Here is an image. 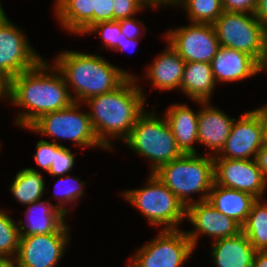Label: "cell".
I'll use <instances>...</instances> for the list:
<instances>
[{
  "mask_svg": "<svg viewBox=\"0 0 267 267\" xmlns=\"http://www.w3.org/2000/svg\"><path fill=\"white\" fill-rule=\"evenodd\" d=\"M50 64L43 59L33 69L7 82V99L23 109L15 119V124L21 128H29L42 115L64 109L74 102L62 73Z\"/></svg>",
  "mask_w": 267,
  "mask_h": 267,
  "instance_id": "cell-1",
  "label": "cell"
},
{
  "mask_svg": "<svg viewBox=\"0 0 267 267\" xmlns=\"http://www.w3.org/2000/svg\"><path fill=\"white\" fill-rule=\"evenodd\" d=\"M138 78L129 77L117 89L101 95L92 96L83 103L90 107L88 112L94 133L104 147L112 150L110 138L124 142L137 118L145 111V94Z\"/></svg>",
  "mask_w": 267,
  "mask_h": 267,
  "instance_id": "cell-2",
  "label": "cell"
},
{
  "mask_svg": "<svg viewBox=\"0 0 267 267\" xmlns=\"http://www.w3.org/2000/svg\"><path fill=\"white\" fill-rule=\"evenodd\" d=\"M54 59L53 64L62 73L68 90L72 87L75 91L74 102L83 103L92 96L111 92L134 77L96 54L67 50Z\"/></svg>",
  "mask_w": 267,
  "mask_h": 267,
  "instance_id": "cell-3",
  "label": "cell"
},
{
  "mask_svg": "<svg viewBox=\"0 0 267 267\" xmlns=\"http://www.w3.org/2000/svg\"><path fill=\"white\" fill-rule=\"evenodd\" d=\"M155 176L167 186L184 204L189 205L205 201L215 182L213 156L201 154H182L179 158L163 164L155 172ZM195 193H200L194 201Z\"/></svg>",
  "mask_w": 267,
  "mask_h": 267,
  "instance_id": "cell-4",
  "label": "cell"
},
{
  "mask_svg": "<svg viewBox=\"0 0 267 267\" xmlns=\"http://www.w3.org/2000/svg\"><path fill=\"white\" fill-rule=\"evenodd\" d=\"M124 142L132 151L151 160V173L182 155L165 116L160 118L152 110L151 112L145 110L137 118L136 124Z\"/></svg>",
  "mask_w": 267,
  "mask_h": 267,
  "instance_id": "cell-5",
  "label": "cell"
},
{
  "mask_svg": "<svg viewBox=\"0 0 267 267\" xmlns=\"http://www.w3.org/2000/svg\"><path fill=\"white\" fill-rule=\"evenodd\" d=\"M149 174L147 185L122 192L124 199L139 209L152 226L163 225V230L178 229V224L186 218V207L154 173Z\"/></svg>",
  "mask_w": 267,
  "mask_h": 267,
  "instance_id": "cell-6",
  "label": "cell"
},
{
  "mask_svg": "<svg viewBox=\"0 0 267 267\" xmlns=\"http://www.w3.org/2000/svg\"><path fill=\"white\" fill-rule=\"evenodd\" d=\"M213 26L220 46L247 53L261 66L267 61V30L254 14L223 12Z\"/></svg>",
  "mask_w": 267,
  "mask_h": 267,
  "instance_id": "cell-7",
  "label": "cell"
},
{
  "mask_svg": "<svg viewBox=\"0 0 267 267\" xmlns=\"http://www.w3.org/2000/svg\"><path fill=\"white\" fill-rule=\"evenodd\" d=\"M82 105L83 103L73 102L64 109L46 113L26 129L54 137L55 141H52L55 144H60L59 139H66L78 147L104 148L94 133L88 112L80 111Z\"/></svg>",
  "mask_w": 267,
  "mask_h": 267,
  "instance_id": "cell-8",
  "label": "cell"
},
{
  "mask_svg": "<svg viewBox=\"0 0 267 267\" xmlns=\"http://www.w3.org/2000/svg\"><path fill=\"white\" fill-rule=\"evenodd\" d=\"M193 251L184 230L161 229L155 238L136 250L128 267H181Z\"/></svg>",
  "mask_w": 267,
  "mask_h": 267,
  "instance_id": "cell-9",
  "label": "cell"
},
{
  "mask_svg": "<svg viewBox=\"0 0 267 267\" xmlns=\"http://www.w3.org/2000/svg\"><path fill=\"white\" fill-rule=\"evenodd\" d=\"M30 45L23 30L10 22L0 3V76L5 81L33 69L43 60Z\"/></svg>",
  "mask_w": 267,
  "mask_h": 267,
  "instance_id": "cell-10",
  "label": "cell"
},
{
  "mask_svg": "<svg viewBox=\"0 0 267 267\" xmlns=\"http://www.w3.org/2000/svg\"><path fill=\"white\" fill-rule=\"evenodd\" d=\"M266 135V121L261 111L257 108L245 112L237 121L235 118L224 147L213 158L255 159Z\"/></svg>",
  "mask_w": 267,
  "mask_h": 267,
  "instance_id": "cell-11",
  "label": "cell"
},
{
  "mask_svg": "<svg viewBox=\"0 0 267 267\" xmlns=\"http://www.w3.org/2000/svg\"><path fill=\"white\" fill-rule=\"evenodd\" d=\"M66 223L56 232L21 236L16 267H56L71 240Z\"/></svg>",
  "mask_w": 267,
  "mask_h": 267,
  "instance_id": "cell-12",
  "label": "cell"
},
{
  "mask_svg": "<svg viewBox=\"0 0 267 267\" xmlns=\"http://www.w3.org/2000/svg\"><path fill=\"white\" fill-rule=\"evenodd\" d=\"M165 37L185 62L211 63L220 47L213 24L191 23L169 29Z\"/></svg>",
  "mask_w": 267,
  "mask_h": 267,
  "instance_id": "cell-13",
  "label": "cell"
},
{
  "mask_svg": "<svg viewBox=\"0 0 267 267\" xmlns=\"http://www.w3.org/2000/svg\"><path fill=\"white\" fill-rule=\"evenodd\" d=\"M213 159L217 185L249 193L256 199L263 197L267 188V179L262 174L255 159Z\"/></svg>",
  "mask_w": 267,
  "mask_h": 267,
  "instance_id": "cell-14",
  "label": "cell"
},
{
  "mask_svg": "<svg viewBox=\"0 0 267 267\" xmlns=\"http://www.w3.org/2000/svg\"><path fill=\"white\" fill-rule=\"evenodd\" d=\"M186 219L195 228L185 231L194 249L201 234L217 240L235 236L242 231V227L235 220L220 213L207 200L198 201L186 207Z\"/></svg>",
  "mask_w": 267,
  "mask_h": 267,
  "instance_id": "cell-15",
  "label": "cell"
},
{
  "mask_svg": "<svg viewBox=\"0 0 267 267\" xmlns=\"http://www.w3.org/2000/svg\"><path fill=\"white\" fill-rule=\"evenodd\" d=\"M195 102L201 104L198 114V142L212 152L211 156H216L224 147L235 118H230L224 111L211 106L209 101Z\"/></svg>",
  "mask_w": 267,
  "mask_h": 267,
  "instance_id": "cell-16",
  "label": "cell"
},
{
  "mask_svg": "<svg viewBox=\"0 0 267 267\" xmlns=\"http://www.w3.org/2000/svg\"><path fill=\"white\" fill-rule=\"evenodd\" d=\"M211 67L216 84L246 80L261 71V65L249 54L222 46L212 59Z\"/></svg>",
  "mask_w": 267,
  "mask_h": 267,
  "instance_id": "cell-17",
  "label": "cell"
},
{
  "mask_svg": "<svg viewBox=\"0 0 267 267\" xmlns=\"http://www.w3.org/2000/svg\"><path fill=\"white\" fill-rule=\"evenodd\" d=\"M212 261L217 267H252L256 249L241 231L237 235L214 240Z\"/></svg>",
  "mask_w": 267,
  "mask_h": 267,
  "instance_id": "cell-18",
  "label": "cell"
},
{
  "mask_svg": "<svg viewBox=\"0 0 267 267\" xmlns=\"http://www.w3.org/2000/svg\"><path fill=\"white\" fill-rule=\"evenodd\" d=\"M27 207L25 213L27 222L18 221L20 236L53 233L66 223V214L49 200L35 201Z\"/></svg>",
  "mask_w": 267,
  "mask_h": 267,
  "instance_id": "cell-19",
  "label": "cell"
},
{
  "mask_svg": "<svg viewBox=\"0 0 267 267\" xmlns=\"http://www.w3.org/2000/svg\"><path fill=\"white\" fill-rule=\"evenodd\" d=\"M164 116L175 137L182 154H198L194 143L198 142V114L186 104H174L168 107Z\"/></svg>",
  "mask_w": 267,
  "mask_h": 267,
  "instance_id": "cell-20",
  "label": "cell"
},
{
  "mask_svg": "<svg viewBox=\"0 0 267 267\" xmlns=\"http://www.w3.org/2000/svg\"><path fill=\"white\" fill-rule=\"evenodd\" d=\"M185 60L170 46L155 58L146 70V76L154 88L161 91L180 90Z\"/></svg>",
  "mask_w": 267,
  "mask_h": 267,
  "instance_id": "cell-21",
  "label": "cell"
},
{
  "mask_svg": "<svg viewBox=\"0 0 267 267\" xmlns=\"http://www.w3.org/2000/svg\"><path fill=\"white\" fill-rule=\"evenodd\" d=\"M255 200L256 198L249 193L225 188L215 182L207 199L215 209L235 220L241 227L245 223Z\"/></svg>",
  "mask_w": 267,
  "mask_h": 267,
  "instance_id": "cell-22",
  "label": "cell"
},
{
  "mask_svg": "<svg viewBox=\"0 0 267 267\" xmlns=\"http://www.w3.org/2000/svg\"><path fill=\"white\" fill-rule=\"evenodd\" d=\"M211 63L186 62L180 90L193 101L211 100L215 88Z\"/></svg>",
  "mask_w": 267,
  "mask_h": 267,
  "instance_id": "cell-23",
  "label": "cell"
},
{
  "mask_svg": "<svg viewBox=\"0 0 267 267\" xmlns=\"http://www.w3.org/2000/svg\"><path fill=\"white\" fill-rule=\"evenodd\" d=\"M57 22L71 34H85L93 26L94 0H56Z\"/></svg>",
  "mask_w": 267,
  "mask_h": 267,
  "instance_id": "cell-24",
  "label": "cell"
},
{
  "mask_svg": "<svg viewBox=\"0 0 267 267\" xmlns=\"http://www.w3.org/2000/svg\"><path fill=\"white\" fill-rule=\"evenodd\" d=\"M42 174L34 168H25L15 175L10 191L23 205H29L41 200L45 190Z\"/></svg>",
  "mask_w": 267,
  "mask_h": 267,
  "instance_id": "cell-25",
  "label": "cell"
},
{
  "mask_svg": "<svg viewBox=\"0 0 267 267\" xmlns=\"http://www.w3.org/2000/svg\"><path fill=\"white\" fill-rule=\"evenodd\" d=\"M256 199L251 207L242 232L257 251L267 250V203Z\"/></svg>",
  "mask_w": 267,
  "mask_h": 267,
  "instance_id": "cell-26",
  "label": "cell"
},
{
  "mask_svg": "<svg viewBox=\"0 0 267 267\" xmlns=\"http://www.w3.org/2000/svg\"><path fill=\"white\" fill-rule=\"evenodd\" d=\"M173 6H183L190 23L213 24L224 12L222 0H175Z\"/></svg>",
  "mask_w": 267,
  "mask_h": 267,
  "instance_id": "cell-27",
  "label": "cell"
},
{
  "mask_svg": "<svg viewBox=\"0 0 267 267\" xmlns=\"http://www.w3.org/2000/svg\"><path fill=\"white\" fill-rule=\"evenodd\" d=\"M20 237L18 222L0 210V258L15 259Z\"/></svg>",
  "mask_w": 267,
  "mask_h": 267,
  "instance_id": "cell-28",
  "label": "cell"
},
{
  "mask_svg": "<svg viewBox=\"0 0 267 267\" xmlns=\"http://www.w3.org/2000/svg\"><path fill=\"white\" fill-rule=\"evenodd\" d=\"M84 183L85 182L80 181L78 177L76 178L68 174H66V176H60V178L56 180L54 187L56 191L52 196V198L54 197L55 200L58 198V204H56V207L67 215L68 211L70 210H67L64 207L65 204H67V202L76 203V201L79 200L80 197L82 198V196L84 195V189L82 187Z\"/></svg>",
  "mask_w": 267,
  "mask_h": 267,
  "instance_id": "cell-29",
  "label": "cell"
},
{
  "mask_svg": "<svg viewBox=\"0 0 267 267\" xmlns=\"http://www.w3.org/2000/svg\"><path fill=\"white\" fill-rule=\"evenodd\" d=\"M99 32L103 44L108 49L115 50L121 40L120 20L102 21L91 26L85 34Z\"/></svg>",
  "mask_w": 267,
  "mask_h": 267,
  "instance_id": "cell-30",
  "label": "cell"
},
{
  "mask_svg": "<svg viewBox=\"0 0 267 267\" xmlns=\"http://www.w3.org/2000/svg\"><path fill=\"white\" fill-rule=\"evenodd\" d=\"M155 8L157 5H152L146 0H113V20H122L131 18L136 13L144 8Z\"/></svg>",
  "mask_w": 267,
  "mask_h": 267,
  "instance_id": "cell-31",
  "label": "cell"
},
{
  "mask_svg": "<svg viewBox=\"0 0 267 267\" xmlns=\"http://www.w3.org/2000/svg\"><path fill=\"white\" fill-rule=\"evenodd\" d=\"M75 155L64 145L55 151L54 162L52 163L48 173L53 176H64L72 170L75 164Z\"/></svg>",
  "mask_w": 267,
  "mask_h": 267,
  "instance_id": "cell-32",
  "label": "cell"
},
{
  "mask_svg": "<svg viewBox=\"0 0 267 267\" xmlns=\"http://www.w3.org/2000/svg\"><path fill=\"white\" fill-rule=\"evenodd\" d=\"M62 146V144H55L44 139L39 140L36 143V152L34 159L36 163L45 170L47 173L54 162L55 151Z\"/></svg>",
  "mask_w": 267,
  "mask_h": 267,
  "instance_id": "cell-33",
  "label": "cell"
},
{
  "mask_svg": "<svg viewBox=\"0 0 267 267\" xmlns=\"http://www.w3.org/2000/svg\"><path fill=\"white\" fill-rule=\"evenodd\" d=\"M258 0H222L224 12L255 14Z\"/></svg>",
  "mask_w": 267,
  "mask_h": 267,
  "instance_id": "cell-34",
  "label": "cell"
},
{
  "mask_svg": "<svg viewBox=\"0 0 267 267\" xmlns=\"http://www.w3.org/2000/svg\"><path fill=\"white\" fill-rule=\"evenodd\" d=\"M102 21H113V0H94L93 25Z\"/></svg>",
  "mask_w": 267,
  "mask_h": 267,
  "instance_id": "cell-35",
  "label": "cell"
},
{
  "mask_svg": "<svg viewBox=\"0 0 267 267\" xmlns=\"http://www.w3.org/2000/svg\"><path fill=\"white\" fill-rule=\"evenodd\" d=\"M142 23L143 22L140 21V19H137L135 17L122 19L120 20L121 33H124L125 36L129 39L139 38L141 32L140 27L143 26Z\"/></svg>",
  "mask_w": 267,
  "mask_h": 267,
  "instance_id": "cell-36",
  "label": "cell"
},
{
  "mask_svg": "<svg viewBox=\"0 0 267 267\" xmlns=\"http://www.w3.org/2000/svg\"><path fill=\"white\" fill-rule=\"evenodd\" d=\"M255 160L262 174L267 179V135L261 149L257 152Z\"/></svg>",
  "mask_w": 267,
  "mask_h": 267,
  "instance_id": "cell-37",
  "label": "cell"
},
{
  "mask_svg": "<svg viewBox=\"0 0 267 267\" xmlns=\"http://www.w3.org/2000/svg\"><path fill=\"white\" fill-rule=\"evenodd\" d=\"M254 15L267 30V0H258L257 9Z\"/></svg>",
  "mask_w": 267,
  "mask_h": 267,
  "instance_id": "cell-38",
  "label": "cell"
},
{
  "mask_svg": "<svg viewBox=\"0 0 267 267\" xmlns=\"http://www.w3.org/2000/svg\"><path fill=\"white\" fill-rule=\"evenodd\" d=\"M139 40V38L129 39L125 36L124 33H121V40L120 42H117V48L115 49V51H124L125 49H129L130 47H133L135 49V45H137ZM130 49L128 51H130Z\"/></svg>",
  "mask_w": 267,
  "mask_h": 267,
  "instance_id": "cell-39",
  "label": "cell"
},
{
  "mask_svg": "<svg viewBox=\"0 0 267 267\" xmlns=\"http://www.w3.org/2000/svg\"><path fill=\"white\" fill-rule=\"evenodd\" d=\"M252 267H267V250L256 251Z\"/></svg>",
  "mask_w": 267,
  "mask_h": 267,
  "instance_id": "cell-40",
  "label": "cell"
},
{
  "mask_svg": "<svg viewBox=\"0 0 267 267\" xmlns=\"http://www.w3.org/2000/svg\"><path fill=\"white\" fill-rule=\"evenodd\" d=\"M7 99V81L0 76V100Z\"/></svg>",
  "mask_w": 267,
  "mask_h": 267,
  "instance_id": "cell-41",
  "label": "cell"
},
{
  "mask_svg": "<svg viewBox=\"0 0 267 267\" xmlns=\"http://www.w3.org/2000/svg\"><path fill=\"white\" fill-rule=\"evenodd\" d=\"M148 1L150 4L152 5H157V6H165L167 7V5H173V3L175 2V0H146Z\"/></svg>",
  "mask_w": 267,
  "mask_h": 267,
  "instance_id": "cell-42",
  "label": "cell"
},
{
  "mask_svg": "<svg viewBox=\"0 0 267 267\" xmlns=\"http://www.w3.org/2000/svg\"><path fill=\"white\" fill-rule=\"evenodd\" d=\"M0 267H16L15 261L10 258H0Z\"/></svg>",
  "mask_w": 267,
  "mask_h": 267,
  "instance_id": "cell-43",
  "label": "cell"
},
{
  "mask_svg": "<svg viewBox=\"0 0 267 267\" xmlns=\"http://www.w3.org/2000/svg\"><path fill=\"white\" fill-rule=\"evenodd\" d=\"M261 113L263 114L265 121H266V129H267V104L263 107L258 108Z\"/></svg>",
  "mask_w": 267,
  "mask_h": 267,
  "instance_id": "cell-44",
  "label": "cell"
},
{
  "mask_svg": "<svg viewBox=\"0 0 267 267\" xmlns=\"http://www.w3.org/2000/svg\"><path fill=\"white\" fill-rule=\"evenodd\" d=\"M264 70H267V65H262L261 66V72L264 71Z\"/></svg>",
  "mask_w": 267,
  "mask_h": 267,
  "instance_id": "cell-45",
  "label": "cell"
}]
</instances>
